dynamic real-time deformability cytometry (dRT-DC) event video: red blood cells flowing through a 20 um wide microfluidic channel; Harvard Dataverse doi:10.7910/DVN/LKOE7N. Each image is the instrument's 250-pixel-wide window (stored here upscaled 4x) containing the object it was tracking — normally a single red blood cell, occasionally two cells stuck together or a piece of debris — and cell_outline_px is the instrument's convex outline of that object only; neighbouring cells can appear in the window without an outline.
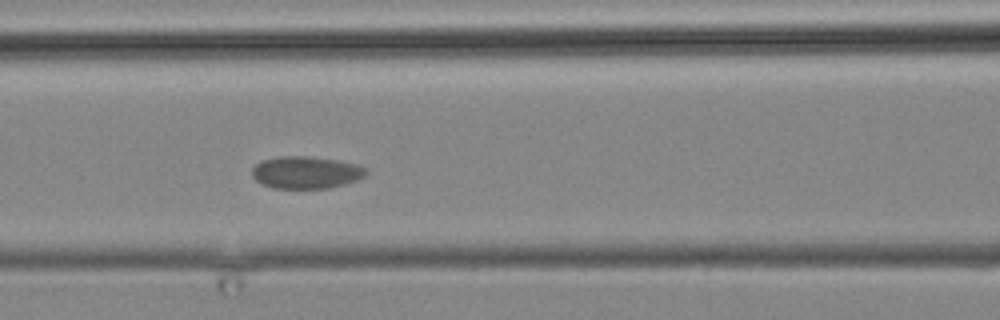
{"species": "common noctule bat (a hibernating species)", "species_latin": "Nyctalus noctula", "temperature_condition": "cold", "stored_images_in_passage": 9, "camera_frame_rate_fps": 3000, "um_per_image_px": 0.085, "animal": {"sex": "male", "body_mass_g": 19.2, "forearm_length_mm": 51.8}, "frame": {"image": 1, "passage_image": 9, "time_ms": 10.0, "image_size_px": [1000, 320], "cell_outline_px": [[368, 172], [364, 176], [356, 180], [344, 184], [328, 188], [272, 188], [256, 180], [252, 176], [252, 168], [256, 164], [264, 160], [280, 156], [308, 156], [340, 160], [356, 164], [368, 168]], "centroid_in_image_um": [26.04, 14.65], "position_along_channel_um": 140.6, "area_um2": 21.44}}